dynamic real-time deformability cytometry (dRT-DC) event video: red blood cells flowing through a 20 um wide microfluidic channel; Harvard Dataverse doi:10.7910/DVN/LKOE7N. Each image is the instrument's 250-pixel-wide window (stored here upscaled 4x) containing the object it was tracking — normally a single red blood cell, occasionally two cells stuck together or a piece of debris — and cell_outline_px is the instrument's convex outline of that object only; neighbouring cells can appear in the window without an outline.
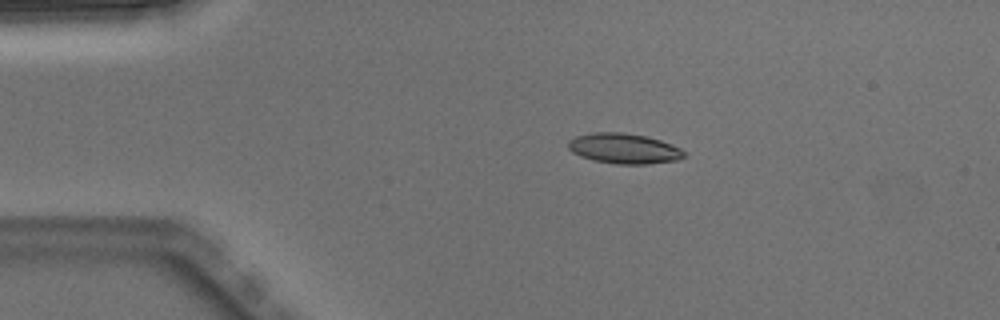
{"species": "Egyptian fruit bat (a non-hibernating species)", "species_latin": "Rousettus aegyptiacus", "temperature_condition": "warm", "stored_images_in_passage": 3, "camera_frame_rate_fps": 3000, "um_per_image_px": 0.085, "animal": {"sex": "male"}, "frame": {"image": 1, "passage_image": 2, "time_ms": 0.333, "image_size_px": [1000, 320], "cell_outline_px": [[688, 152], [684, 156], [676, 160], [648, 164], [616, 164], [592, 160], [580, 156], [572, 152], [568, 148], [568, 140], [576, 136], [592, 132], [620, 132], [644, 136], [660, 140], [672, 144]], "centroid_in_image_um": [53.03, 12.62], "position_along_channel_um": 32.0, "area_um2": 20.52}}